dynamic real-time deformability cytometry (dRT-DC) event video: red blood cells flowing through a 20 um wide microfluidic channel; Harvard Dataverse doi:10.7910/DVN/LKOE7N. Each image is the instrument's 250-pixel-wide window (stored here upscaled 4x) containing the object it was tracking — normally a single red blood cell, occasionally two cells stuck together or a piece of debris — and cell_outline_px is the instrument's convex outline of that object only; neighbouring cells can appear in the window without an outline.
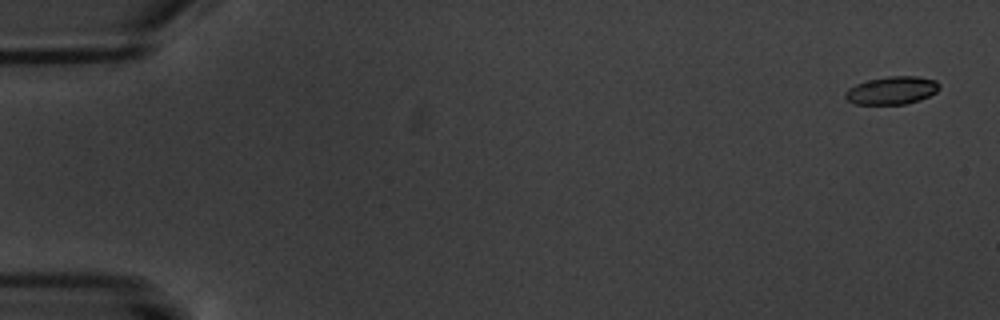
{"species": "common noctule bat (a hibernating species)", "species_latin": "Nyctalus noctula", "temperature_condition": "warm", "stored_images_in_passage": 6, "camera_frame_rate_fps": 3000, "um_per_image_px": 0.085, "animal": {"sex": "male", "body_mass_g": 20.1, "forearm_length_mm": 53.5}, "frame": {"image": 1, "passage_image": 1, "time_ms": 0.0, "image_size_px": [1000, 320], "cell_outline_px": [[940, 88], [936, 92], [920, 100], [904, 104], [856, 104], [848, 100], [844, 96], [844, 92], [848, 88], [856, 84], [868, 80], [888, 76], [916, 76], [936, 80], [940, 84]], "centroid_in_image_um": [75.81, 7.68], "position_along_channel_um": 9.2, "area_um2": 15.32}}
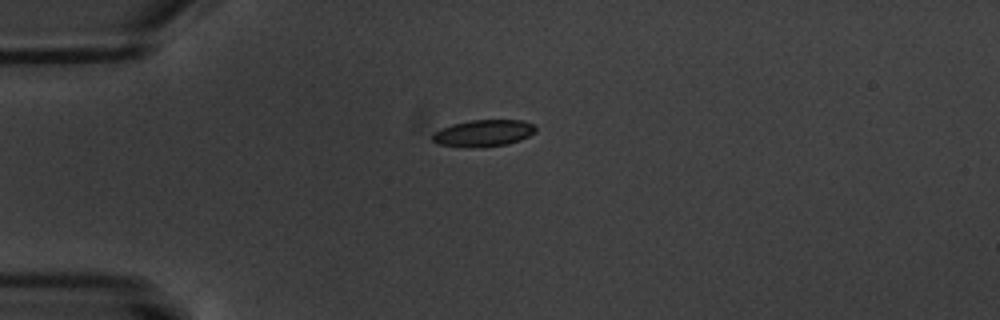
{"frame": {"image": 2, "passage_image": 5, "time_ms": 4.667, "image_size_px": [1000, 320], "cell_outline_px": [[536, 132], [520, 140], [508, 144], [436, 144], [432, 140], [432, 132], [440, 128], [452, 124], [472, 120], [524, 120], [532, 124], [536, 128]], "centroid_in_image_um": [41.12, 11.25], "position_along_channel_um": 43.9, "area_um2": 15.2}}